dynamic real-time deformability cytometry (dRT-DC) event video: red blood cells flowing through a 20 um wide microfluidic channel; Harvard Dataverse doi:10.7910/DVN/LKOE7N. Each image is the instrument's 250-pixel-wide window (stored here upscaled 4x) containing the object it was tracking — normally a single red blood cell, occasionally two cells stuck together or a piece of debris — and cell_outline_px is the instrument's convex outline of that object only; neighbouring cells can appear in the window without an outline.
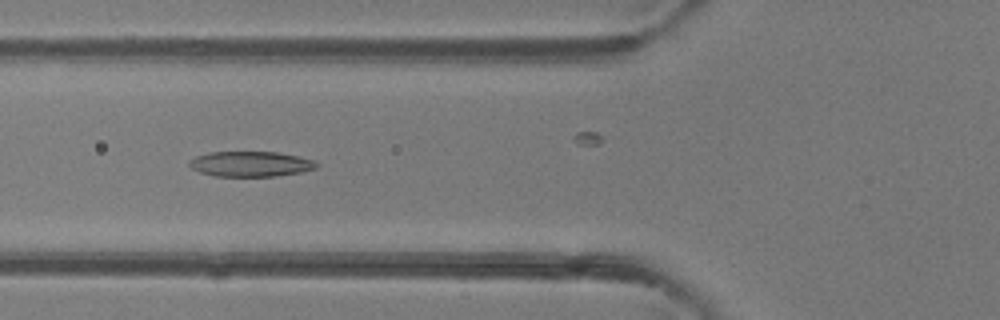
{"species": "common noctule bat (a hibernating species)", "species_latin": "Nyctalus noctula", "temperature_condition": "room temperature", "stored_images_in_passage": 47, "camera_frame_rate_fps": 3000, "um_per_image_px": 0.085, "animal": {"sex": "female"}, "frame": {"image": 1, "passage_image": 18, "time_ms": 5.667, "image_size_px": [1000, 320], "cell_outline_px": [[320, 164], [316, 168], [300, 172], [276, 176], [212, 176], [200, 172], [192, 168], [188, 164], [188, 160], [196, 156], [208, 152], [276, 152], [300, 156], [316, 160]], "centroid_in_image_um": [21.32, 13.93], "position_along_channel_um": 104.5, "area_um2": 18.9}}
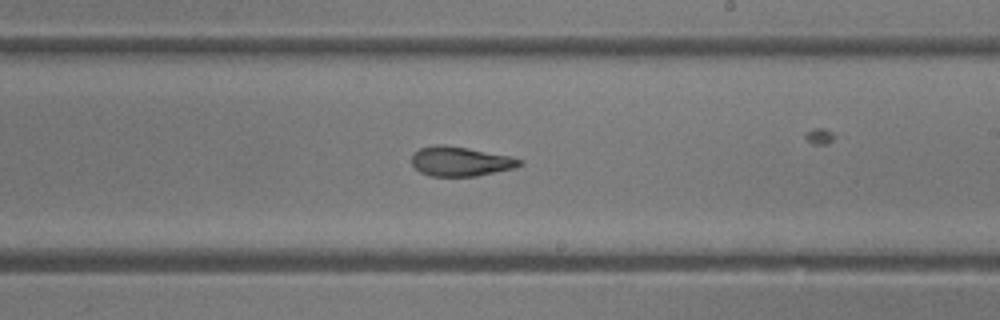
{"frame": {"image": 2, "passage_image": 28, "time_ms": 9.0, "image_size_px": [1000, 320], "cell_outline_px": [[524, 164], [516, 168], [476, 176], [428, 176], [420, 172], [412, 164], [412, 152], [420, 148], [436, 144], [444, 144], [468, 148], [508, 156], [524, 160]], "centroid_in_image_um": [39.13, 13.72], "position_along_channel_um": 249.9, "area_um2": 18.73}}
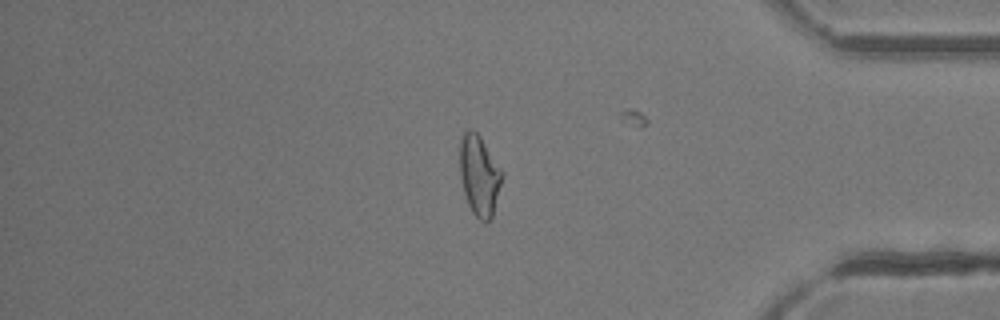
{"frame": {"image": 3, "passage_image": 40, "time_ms": 13.0, "image_size_px": [1000, 320], "cell_outline_px": [[504, 176], [492, 216], [484, 224], [472, 212], [468, 204], [464, 192], [460, 176], [460, 140], [464, 132], [468, 128], [472, 128], [480, 136], [504, 172]], "centroid_in_image_um": [40.75, 14.9], "position_along_channel_um": 394.4, "area_um2": 19.94}, "authors_computed_cell_mechanics": {"area_um2": 19.7676, "velocity_mm_per_s": 4.3438, "shape_relaxation_time_tau1_ms": null, "shape_relaxation_time_tau2_ms": 2.2278, "deformation_change_tau1": null, "deformation_change_tau2": 0.1119}}